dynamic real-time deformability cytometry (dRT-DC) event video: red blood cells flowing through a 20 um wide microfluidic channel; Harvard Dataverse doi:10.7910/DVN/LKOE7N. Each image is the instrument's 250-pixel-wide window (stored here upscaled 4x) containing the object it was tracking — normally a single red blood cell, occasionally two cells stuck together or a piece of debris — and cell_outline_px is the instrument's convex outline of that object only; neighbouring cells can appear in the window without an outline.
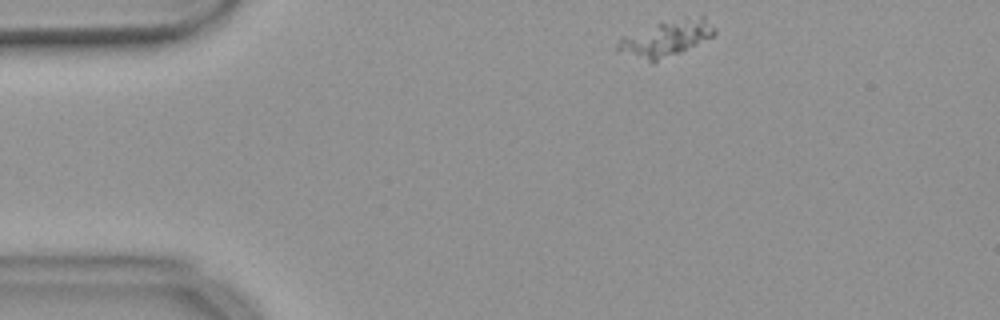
{"species": "common noctule bat (a hibernating species)", "species_latin": "Nyctalus noctula", "temperature_condition": "warm", "stored_images_in_passage": 47, "camera_frame_rate_fps": 3000, "um_per_image_px": 0.085, "animal": {"sex": "female", "body_mass_g": 18.4}, "frame": {"image": 1, "passage_image": 1, "time_ms": 0.0, "image_size_px": [1000, 320], "cell_outline_px": [[716, 32], [712, 36], [680, 52], [652, 64], [616, 52], [616, 44], [620, 36], [660, 20], [684, 16], [704, 16], [716, 28]], "centroid_in_image_um": [56.52, 3.24], "position_along_channel_um": 28.5, "area_um2": 21.39}}
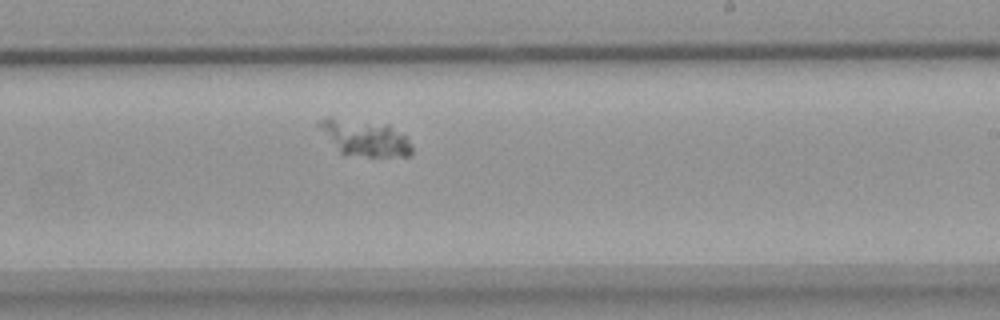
{"frame": {"image": 2, "passage_image": 25, "time_ms": 8.0, "image_size_px": [1000, 320], "cell_outline_px": [[412, 156], [344, 156], [340, 152], [316, 124], [320, 120], [328, 116], [388, 124], [404, 136], [412, 148]], "centroid_in_image_um": [30.98, 11.72], "position_along_channel_um": 258.0, "area_um2": 19.42}}
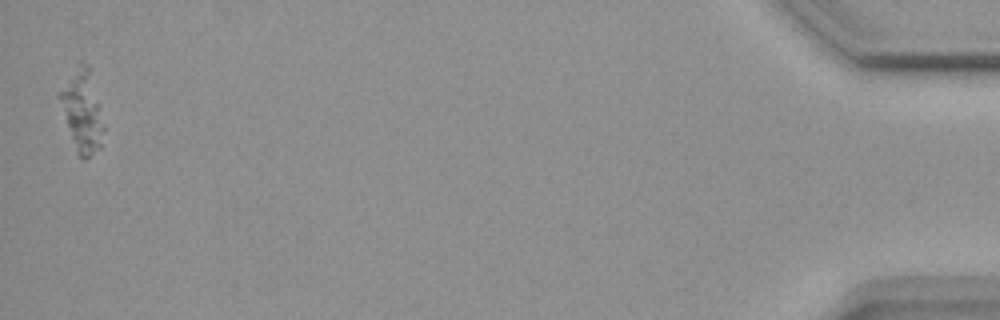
{"frame": {"image": 3, "passage_image": 47, "time_ms": 15.333, "image_size_px": [1000, 320], "cell_outline_px": [[104, 128], [100, 148], [84, 160], [80, 156], [76, 148], [68, 128], [56, 96], [56, 92], [80, 60], [88, 64], [104, 124]], "centroid_in_image_um": [6.95, 9.37], "position_along_channel_um": 428.3, "area_um2": 20.81}}